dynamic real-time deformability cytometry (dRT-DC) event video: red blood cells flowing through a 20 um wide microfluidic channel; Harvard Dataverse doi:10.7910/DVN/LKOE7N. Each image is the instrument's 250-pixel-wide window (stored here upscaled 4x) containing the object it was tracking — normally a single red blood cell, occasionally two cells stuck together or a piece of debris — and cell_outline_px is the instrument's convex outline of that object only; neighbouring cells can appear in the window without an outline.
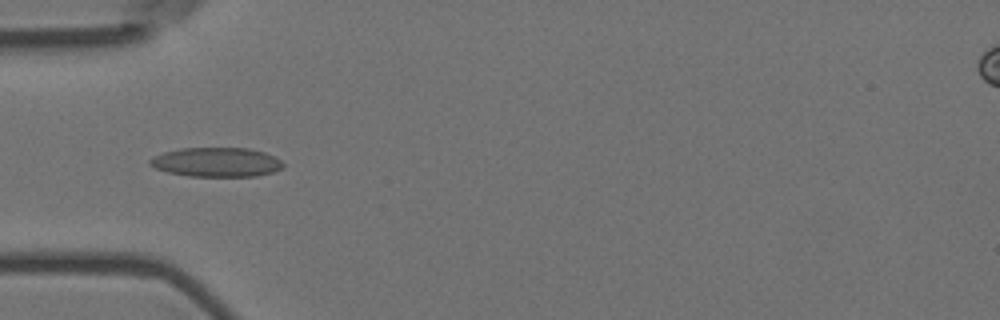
{"species": "Egyptian fruit bat (a non-hibernating species)", "species_latin": "Rousettus aegyptiacus", "temperature_condition": "room temperature", "stored_images_in_passage": 9, "camera_frame_rate_fps": 3000, "um_per_image_px": 0.085, "animal": {"sex": "female"}, "frame": {"image": 1, "passage_image": 3, "time_ms": 0.667, "image_size_px": [1000, 320], "cell_outline_px": [[284, 168], [272, 172], [256, 176], [188, 176], [168, 172], [156, 168], [148, 164], [148, 160], [152, 156], [164, 152], [180, 148], [248, 148], [264, 152], [276, 156], [284, 164]], "centroid_in_image_um": [18.4, 13.78], "position_along_channel_um": 66.6, "area_um2": 22.89}}
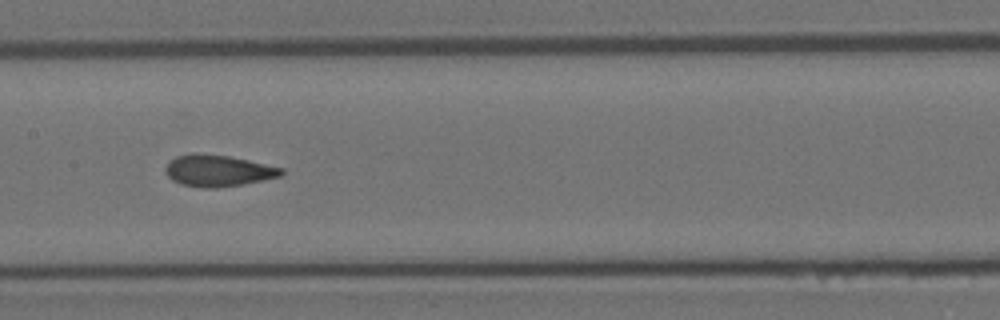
{"frame": {"image": 2, "passage_image": 6, "time_ms": 1.667, "image_size_px": [1000, 320], "cell_outline_px": [[284, 172], [280, 176], [240, 184], [216, 188], [200, 188], [180, 184], [172, 180], [164, 172], [164, 168], [176, 156], [192, 152], [196, 152], [228, 156], [248, 160], [284, 168]], "centroid_in_image_um": [18.48, 14.5], "position_along_channel_um": 188.9, "area_um2": 21.27}}
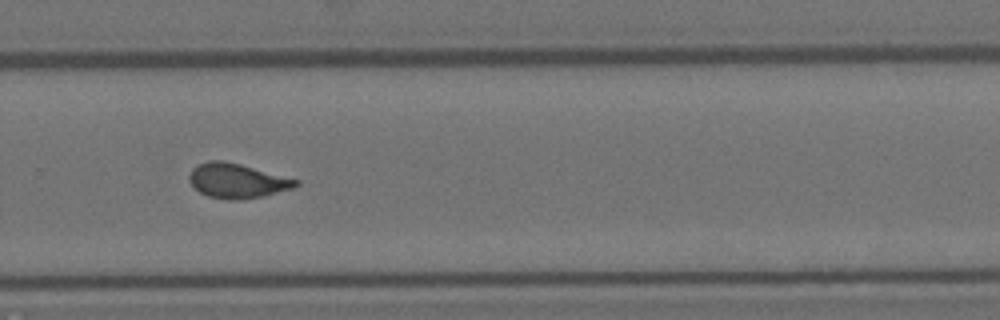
{"frame": {"image": 3, "passage_image": 9, "time_ms": 2.667, "image_size_px": [1000, 320], "cell_outline_px": [[300, 184], [292, 188], [260, 196], [232, 200], [228, 200], [208, 196], [200, 192], [188, 180], [188, 176], [192, 168], [196, 164], [208, 160], [220, 160], [240, 164], [300, 180]], "centroid_in_image_um": [20.11, 15.34], "position_along_channel_um": 309.7, "area_um2": 21.27}}